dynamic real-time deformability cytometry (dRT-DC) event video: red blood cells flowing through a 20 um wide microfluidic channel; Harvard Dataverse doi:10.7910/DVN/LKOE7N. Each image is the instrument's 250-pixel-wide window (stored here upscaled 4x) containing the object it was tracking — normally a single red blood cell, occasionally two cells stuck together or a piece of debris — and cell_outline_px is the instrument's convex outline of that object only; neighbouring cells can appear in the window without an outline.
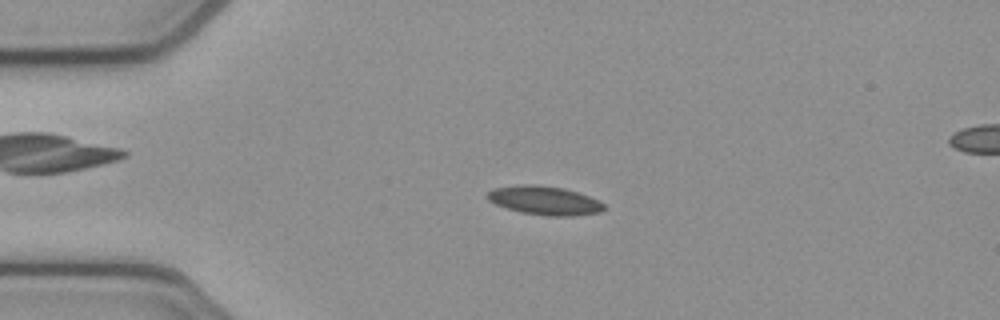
{"species": "common noctule bat (a hibernating species)", "species_latin": "Nyctalus noctula", "temperature_condition": "cold", "stored_images_in_passage": 54, "camera_frame_rate_fps": 3000, "um_per_image_px": 0.085, "animal": {"sex": "female", "body_mass_g": 21.9}, "frame": {"image": 1, "passage_image": 12, "time_ms": 3.667, "image_size_px": [1000, 320], "cell_outline_px": [[608, 208], [600, 212], [572, 216], [548, 216], [520, 212], [496, 204], [488, 200], [484, 196], [492, 188], [524, 184], [536, 184], [564, 188], [588, 196], [604, 204]], "centroid_in_image_um": [46.26, 17.04], "position_along_channel_um": 38.7, "area_um2": 19.59}}
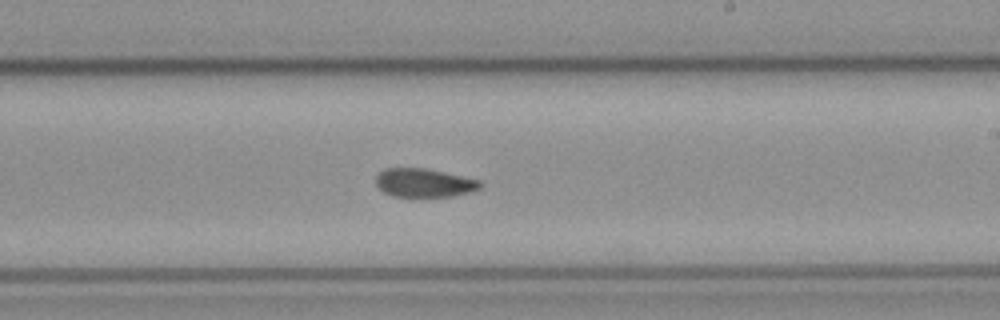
{"frame": {"image": 2, "passage_image": 31, "time_ms": 10.0, "image_size_px": [1000, 320], "cell_outline_px": [[484, 184], [480, 188], [468, 192], [452, 196], [392, 196], [376, 188], [376, 176], [384, 168], [424, 168], [444, 172], [480, 180]], "centroid_in_image_um": [36.02, 15.53], "position_along_channel_um": 253.0, "area_um2": 17.34}}
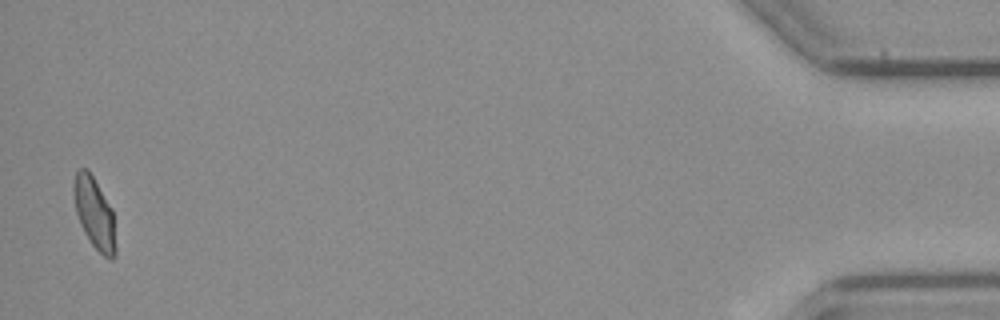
{"frame": {"image": 3, "passage_image": 52, "time_ms": 17.0, "image_size_px": [1000, 320], "cell_outline_px": [[116, 256], [112, 260], [108, 260], [92, 244], [84, 232], [80, 224], [76, 212], [72, 192], [72, 184], [76, 172], [80, 168], [88, 168], [112, 208], [116, 248]], "centroid_in_image_um": [8.02, 18.11], "position_along_channel_um": 427.2, "area_um2": 17.63}}